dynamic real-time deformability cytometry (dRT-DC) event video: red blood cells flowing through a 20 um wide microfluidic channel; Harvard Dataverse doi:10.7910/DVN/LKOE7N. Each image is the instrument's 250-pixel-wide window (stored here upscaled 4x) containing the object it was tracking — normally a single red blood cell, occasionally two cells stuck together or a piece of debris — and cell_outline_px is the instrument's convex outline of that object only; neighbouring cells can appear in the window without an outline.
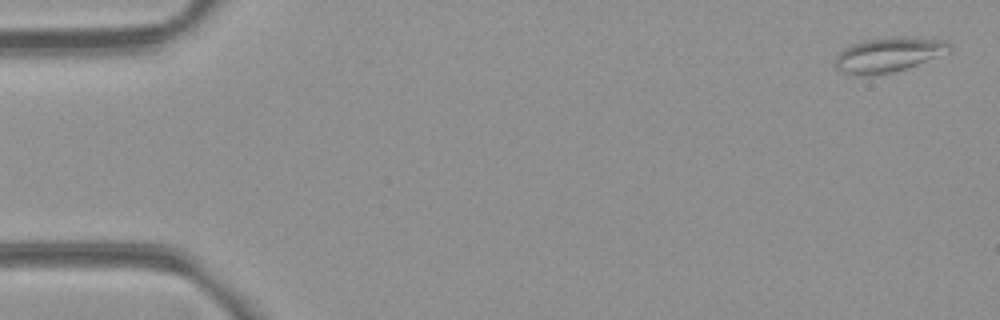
{"species": "common noctule bat (a hibernating species)", "species_latin": "Nyctalus noctula", "temperature_condition": "room temperature", "stored_images_in_passage": 52, "camera_frame_rate_fps": 3000, "um_per_image_px": 0.085, "animal": {"sex": "female", "body_mass_g": 21.9}, "frame": {"image": 1, "passage_image": 1, "time_ms": 0.0, "image_size_px": [1000, 320], "cell_outline_px": [[952, 52], [892, 72], [868, 76], [856, 76], [840, 72], [836, 68], [836, 56], [844, 48], [852, 44], [884, 36], [908, 36], [944, 40], [952, 44]], "centroid_in_image_um": [75.55, 4.64], "position_along_channel_um": 9.5, "area_um2": 23.41}}
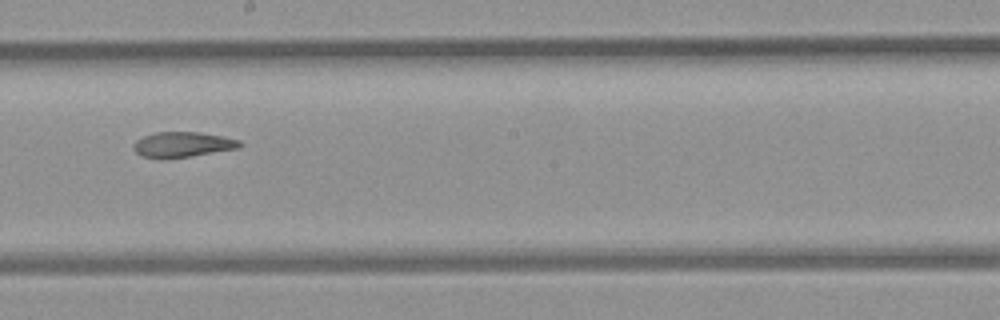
{"frame": {"image": 2, "passage_image": 29, "time_ms": 9.333, "image_size_px": [1000, 320], "cell_outline_px": [[244, 144], [240, 148], [192, 156], [160, 160], [140, 156], [132, 148], [132, 144], [136, 140], [144, 136], [156, 132], [200, 132], [240, 140]], "centroid_in_image_um": [15.49, 12.31], "position_along_channel_um": 232.7, "area_um2": 16.01}}
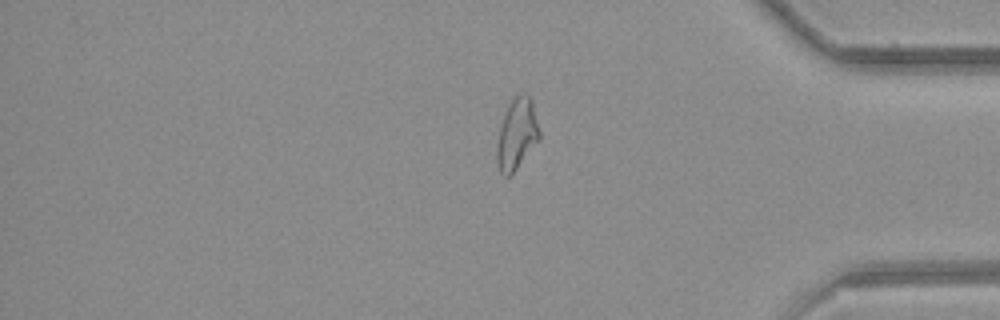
{"frame": {"image": 3, "passage_image": 43, "time_ms": 14.0, "image_size_px": [1000, 320], "cell_outline_px": [[540, 140], [516, 168], [508, 176], [504, 176], [500, 172], [496, 164], [496, 144], [500, 128], [508, 104], [512, 96], [520, 92], [524, 92], [532, 100], [540, 132]], "centroid_in_image_um": [43.93, 11.36], "position_along_channel_um": 391.3, "area_um2": 17.74}, "authors_computed_cell_mechanics": {"area_um2": 17.8024, "velocity_mm_per_s": 3.9463, "shape_relaxation_time_tau1_ms": null, "shape_relaxation_time_tau2_ms": 3.8449, "deformation_change_tau1": null, "deformation_change_tau2": 0.1138}}